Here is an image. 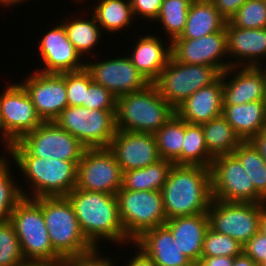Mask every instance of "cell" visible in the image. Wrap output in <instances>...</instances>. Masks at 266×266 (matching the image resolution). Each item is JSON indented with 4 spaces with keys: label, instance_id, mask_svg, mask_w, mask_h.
<instances>
[{
    "label": "cell",
    "instance_id": "cell-1",
    "mask_svg": "<svg viewBox=\"0 0 266 266\" xmlns=\"http://www.w3.org/2000/svg\"><path fill=\"white\" fill-rule=\"evenodd\" d=\"M67 198L73 205L81 232L93 247L100 248L101 241L121 247L132 243L122 227L116 195L75 187Z\"/></svg>",
    "mask_w": 266,
    "mask_h": 266
},
{
    "label": "cell",
    "instance_id": "cell-2",
    "mask_svg": "<svg viewBox=\"0 0 266 266\" xmlns=\"http://www.w3.org/2000/svg\"><path fill=\"white\" fill-rule=\"evenodd\" d=\"M161 194L167 220L207 213L213 199L210 168L173 165Z\"/></svg>",
    "mask_w": 266,
    "mask_h": 266
},
{
    "label": "cell",
    "instance_id": "cell-3",
    "mask_svg": "<svg viewBox=\"0 0 266 266\" xmlns=\"http://www.w3.org/2000/svg\"><path fill=\"white\" fill-rule=\"evenodd\" d=\"M26 183L19 186L25 198L67 196L77 183L79 161H64L35 156H8ZM28 184V185H26ZM30 191V192H29Z\"/></svg>",
    "mask_w": 266,
    "mask_h": 266
},
{
    "label": "cell",
    "instance_id": "cell-4",
    "mask_svg": "<svg viewBox=\"0 0 266 266\" xmlns=\"http://www.w3.org/2000/svg\"><path fill=\"white\" fill-rule=\"evenodd\" d=\"M174 114L175 109L151 83L143 90L117 98L116 129L155 134Z\"/></svg>",
    "mask_w": 266,
    "mask_h": 266
},
{
    "label": "cell",
    "instance_id": "cell-5",
    "mask_svg": "<svg viewBox=\"0 0 266 266\" xmlns=\"http://www.w3.org/2000/svg\"><path fill=\"white\" fill-rule=\"evenodd\" d=\"M34 200L42 208L50 243L61 257L74 258L94 248L81 232L75 210L67 196Z\"/></svg>",
    "mask_w": 266,
    "mask_h": 266
},
{
    "label": "cell",
    "instance_id": "cell-6",
    "mask_svg": "<svg viewBox=\"0 0 266 266\" xmlns=\"http://www.w3.org/2000/svg\"><path fill=\"white\" fill-rule=\"evenodd\" d=\"M86 147L54 121L42 122L15 142L9 156L80 161Z\"/></svg>",
    "mask_w": 266,
    "mask_h": 266
},
{
    "label": "cell",
    "instance_id": "cell-7",
    "mask_svg": "<svg viewBox=\"0 0 266 266\" xmlns=\"http://www.w3.org/2000/svg\"><path fill=\"white\" fill-rule=\"evenodd\" d=\"M119 218L127 238L133 243L147 230L167 221L161 191H130L116 194Z\"/></svg>",
    "mask_w": 266,
    "mask_h": 266
},
{
    "label": "cell",
    "instance_id": "cell-8",
    "mask_svg": "<svg viewBox=\"0 0 266 266\" xmlns=\"http://www.w3.org/2000/svg\"><path fill=\"white\" fill-rule=\"evenodd\" d=\"M13 223L25 260H53L61 256L53 249L41 206L23 197L11 212Z\"/></svg>",
    "mask_w": 266,
    "mask_h": 266
},
{
    "label": "cell",
    "instance_id": "cell-9",
    "mask_svg": "<svg viewBox=\"0 0 266 266\" xmlns=\"http://www.w3.org/2000/svg\"><path fill=\"white\" fill-rule=\"evenodd\" d=\"M116 111L67 106L54 122L86 148H108L117 129Z\"/></svg>",
    "mask_w": 266,
    "mask_h": 266
},
{
    "label": "cell",
    "instance_id": "cell-10",
    "mask_svg": "<svg viewBox=\"0 0 266 266\" xmlns=\"http://www.w3.org/2000/svg\"><path fill=\"white\" fill-rule=\"evenodd\" d=\"M220 76L221 73L213 66L180 63L170 56L153 84L159 94L176 109L185 99L211 85Z\"/></svg>",
    "mask_w": 266,
    "mask_h": 266
},
{
    "label": "cell",
    "instance_id": "cell-11",
    "mask_svg": "<svg viewBox=\"0 0 266 266\" xmlns=\"http://www.w3.org/2000/svg\"><path fill=\"white\" fill-rule=\"evenodd\" d=\"M266 203L226 202L212 199L208 209L209 227L244 246L260 228Z\"/></svg>",
    "mask_w": 266,
    "mask_h": 266
},
{
    "label": "cell",
    "instance_id": "cell-12",
    "mask_svg": "<svg viewBox=\"0 0 266 266\" xmlns=\"http://www.w3.org/2000/svg\"><path fill=\"white\" fill-rule=\"evenodd\" d=\"M210 170L214 200L266 203L256 192L250 176L233 154L214 157Z\"/></svg>",
    "mask_w": 266,
    "mask_h": 266
},
{
    "label": "cell",
    "instance_id": "cell-13",
    "mask_svg": "<svg viewBox=\"0 0 266 266\" xmlns=\"http://www.w3.org/2000/svg\"><path fill=\"white\" fill-rule=\"evenodd\" d=\"M123 172L108 148H86L77 167L76 188L116 195Z\"/></svg>",
    "mask_w": 266,
    "mask_h": 266
},
{
    "label": "cell",
    "instance_id": "cell-14",
    "mask_svg": "<svg viewBox=\"0 0 266 266\" xmlns=\"http://www.w3.org/2000/svg\"><path fill=\"white\" fill-rule=\"evenodd\" d=\"M124 55L99 61L85 59V68L89 71L92 81L102 85L117 98L143 90L151 84L132 64L130 58Z\"/></svg>",
    "mask_w": 266,
    "mask_h": 266
},
{
    "label": "cell",
    "instance_id": "cell-15",
    "mask_svg": "<svg viewBox=\"0 0 266 266\" xmlns=\"http://www.w3.org/2000/svg\"><path fill=\"white\" fill-rule=\"evenodd\" d=\"M30 73L22 77L24 80L20 79V83L28 92L41 120L54 121L68 106L66 72L42 73L34 69Z\"/></svg>",
    "mask_w": 266,
    "mask_h": 266
},
{
    "label": "cell",
    "instance_id": "cell-16",
    "mask_svg": "<svg viewBox=\"0 0 266 266\" xmlns=\"http://www.w3.org/2000/svg\"><path fill=\"white\" fill-rule=\"evenodd\" d=\"M170 51L180 63L213 66L221 74L229 68L226 27L202 38L173 39Z\"/></svg>",
    "mask_w": 266,
    "mask_h": 266
},
{
    "label": "cell",
    "instance_id": "cell-17",
    "mask_svg": "<svg viewBox=\"0 0 266 266\" xmlns=\"http://www.w3.org/2000/svg\"><path fill=\"white\" fill-rule=\"evenodd\" d=\"M0 93V114L6 133L16 142L43 121L20 81L9 82Z\"/></svg>",
    "mask_w": 266,
    "mask_h": 266
},
{
    "label": "cell",
    "instance_id": "cell-18",
    "mask_svg": "<svg viewBox=\"0 0 266 266\" xmlns=\"http://www.w3.org/2000/svg\"><path fill=\"white\" fill-rule=\"evenodd\" d=\"M37 43L42 67L36 70L42 73H57L77 71L85 68L86 61L76 50L64 25L60 22L53 25L42 35Z\"/></svg>",
    "mask_w": 266,
    "mask_h": 266
},
{
    "label": "cell",
    "instance_id": "cell-19",
    "mask_svg": "<svg viewBox=\"0 0 266 266\" xmlns=\"http://www.w3.org/2000/svg\"><path fill=\"white\" fill-rule=\"evenodd\" d=\"M108 149L122 172L145 168L161 158L154 134L117 130Z\"/></svg>",
    "mask_w": 266,
    "mask_h": 266
},
{
    "label": "cell",
    "instance_id": "cell-20",
    "mask_svg": "<svg viewBox=\"0 0 266 266\" xmlns=\"http://www.w3.org/2000/svg\"><path fill=\"white\" fill-rule=\"evenodd\" d=\"M229 67H260L266 64V28H237L226 23Z\"/></svg>",
    "mask_w": 266,
    "mask_h": 266
},
{
    "label": "cell",
    "instance_id": "cell-21",
    "mask_svg": "<svg viewBox=\"0 0 266 266\" xmlns=\"http://www.w3.org/2000/svg\"><path fill=\"white\" fill-rule=\"evenodd\" d=\"M222 80L223 105L264 100L265 76L260 67H229Z\"/></svg>",
    "mask_w": 266,
    "mask_h": 266
},
{
    "label": "cell",
    "instance_id": "cell-22",
    "mask_svg": "<svg viewBox=\"0 0 266 266\" xmlns=\"http://www.w3.org/2000/svg\"><path fill=\"white\" fill-rule=\"evenodd\" d=\"M223 80L197 90L175 109V114L190 124L201 125L222 115Z\"/></svg>",
    "mask_w": 266,
    "mask_h": 266
},
{
    "label": "cell",
    "instance_id": "cell-23",
    "mask_svg": "<svg viewBox=\"0 0 266 266\" xmlns=\"http://www.w3.org/2000/svg\"><path fill=\"white\" fill-rule=\"evenodd\" d=\"M140 34L137 36L131 49L132 53H125L131 60L132 64L137 70L146 77V79L153 83L160 75V72L166 67V64L171 56L170 41L162 38L163 35L158 34ZM161 37V39H160ZM166 42V43H165ZM169 42V43H168Z\"/></svg>",
    "mask_w": 266,
    "mask_h": 266
},
{
    "label": "cell",
    "instance_id": "cell-24",
    "mask_svg": "<svg viewBox=\"0 0 266 266\" xmlns=\"http://www.w3.org/2000/svg\"><path fill=\"white\" fill-rule=\"evenodd\" d=\"M133 243L157 266H196L182 254L166 225L147 230Z\"/></svg>",
    "mask_w": 266,
    "mask_h": 266
},
{
    "label": "cell",
    "instance_id": "cell-25",
    "mask_svg": "<svg viewBox=\"0 0 266 266\" xmlns=\"http://www.w3.org/2000/svg\"><path fill=\"white\" fill-rule=\"evenodd\" d=\"M165 225L172 232L182 254L197 265L201 260L204 237L209 228L208 214L170 218Z\"/></svg>",
    "mask_w": 266,
    "mask_h": 266
},
{
    "label": "cell",
    "instance_id": "cell-26",
    "mask_svg": "<svg viewBox=\"0 0 266 266\" xmlns=\"http://www.w3.org/2000/svg\"><path fill=\"white\" fill-rule=\"evenodd\" d=\"M222 116L232 126L242 141H249L254 135L266 128L264 101L223 105Z\"/></svg>",
    "mask_w": 266,
    "mask_h": 266
},
{
    "label": "cell",
    "instance_id": "cell-27",
    "mask_svg": "<svg viewBox=\"0 0 266 266\" xmlns=\"http://www.w3.org/2000/svg\"><path fill=\"white\" fill-rule=\"evenodd\" d=\"M227 20L215 8L211 0H193L187 15L186 26L180 37L196 39L225 28Z\"/></svg>",
    "mask_w": 266,
    "mask_h": 266
},
{
    "label": "cell",
    "instance_id": "cell-28",
    "mask_svg": "<svg viewBox=\"0 0 266 266\" xmlns=\"http://www.w3.org/2000/svg\"><path fill=\"white\" fill-rule=\"evenodd\" d=\"M82 13L81 11V17L71 14L72 18L67 16L66 19L61 20V23L66 29L68 39L84 59H88L87 55L89 54V58L100 59L101 57H98L94 50L98 49L97 47L104 38V33L92 13L89 14V18L86 16L83 18ZM95 54L97 57L94 56Z\"/></svg>",
    "mask_w": 266,
    "mask_h": 266
},
{
    "label": "cell",
    "instance_id": "cell-29",
    "mask_svg": "<svg viewBox=\"0 0 266 266\" xmlns=\"http://www.w3.org/2000/svg\"><path fill=\"white\" fill-rule=\"evenodd\" d=\"M97 1V0H95ZM93 1V14L103 33L118 35L136 23L130 0H98Z\"/></svg>",
    "mask_w": 266,
    "mask_h": 266
},
{
    "label": "cell",
    "instance_id": "cell-30",
    "mask_svg": "<svg viewBox=\"0 0 266 266\" xmlns=\"http://www.w3.org/2000/svg\"><path fill=\"white\" fill-rule=\"evenodd\" d=\"M174 163L160 159L145 168L123 172L122 189L130 191H161Z\"/></svg>",
    "mask_w": 266,
    "mask_h": 266
},
{
    "label": "cell",
    "instance_id": "cell-31",
    "mask_svg": "<svg viewBox=\"0 0 266 266\" xmlns=\"http://www.w3.org/2000/svg\"><path fill=\"white\" fill-rule=\"evenodd\" d=\"M208 152L213 156L232 154L242 142L232 126L221 115L201 124Z\"/></svg>",
    "mask_w": 266,
    "mask_h": 266
},
{
    "label": "cell",
    "instance_id": "cell-32",
    "mask_svg": "<svg viewBox=\"0 0 266 266\" xmlns=\"http://www.w3.org/2000/svg\"><path fill=\"white\" fill-rule=\"evenodd\" d=\"M154 136L160 158L182 165L185 121L174 114Z\"/></svg>",
    "mask_w": 266,
    "mask_h": 266
},
{
    "label": "cell",
    "instance_id": "cell-33",
    "mask_svg": "<svg viewBox=\"0 0 266 266\" xmlns=\"http://www.w3.org/2000/svg\"><path fill=\"white\" fill-rule=\"evenodd\" d=\"M193 0H162L158 17L154 21L160 24V32L170 42L183 33L190 5ZM162 28V29H161Z\"/></svg>",
    "mask_w": 266,
    "mask_h": 266
},
{
    "label": "cell",
    "instance_id": "cell-34",
    "mask_svg": "<svg viewBox=\"0 0 266 266\" xmlns=\"http://www.w3.org/2000/svg\"><path fill=\"white\" fill-rule=\"evenodd\" d=\"M213 158L206 147L201 125L185 122L182 165L211 168Z\"/></svg>",
    "mask_w": 266,
    "mask_h": 266
},
{
    "label": "cell",
    "instance_id": "cell-35",
    "mask_svg": "<svg viewBox=\"0 0 266 266\" xmlns=\"http://www.w3.org/2000/svg\"><path fill=\"white\" fill-rule=\"evenodd\" d=\"M253 181L256 192L266 201V164L249 141H242L232 153Z\"/></svg>",
    "mask_w": 266,
    "mask_h": 266
},
{
    "label": "cell",
    "instance_id": "cell-36",
    "mask_svg": "<svg viewBox=\"0 0 266 266\" xmlns=\"http://www.w3.org/2000/svg\"><path fill=\"white\" fill-rule=\"evenodd\" d=\"M12 163L9 157L0 158V220H10L11 212L23 198L19 188L22 184L17 180L18 176L14 178L15 176L11 174L15 168Z\"/></svg>",
    "mask_w": 266,
    "mask_h": 266
},
{
    "label": "cell",
    "instance_id": "cell-37",
    "mask_svg": "<svg viewBox=\"0 0 266 266\" xmlns=\"http://www.w3.org/2000/svg\"><path fill=\"white\" fill-rule=\"evenodd\" d=\"M24 261L13 223L0 220V266H20Z\"/></svg>",
    "mask_w": 266,
    "mask_h": 266
},
{
    "label": "cell",
    "instance_id": "cell-38",
    "mask_svg": "<svg viewBox=\"0 0 266 266\" xmlns=\"http://www.w3.org/2000/svg\"><path fill=\"white\" fill-rule=\"evenodd\" d=\"M243 246L235 239L218 232L210 227L206 231L201 257H232L240 255Z\"/></svg>",
    "mask_w": 266,
    "mask_h": 266
},
{
    "label": "cell",
    "instance_id": "cell-39",
    "mask_svg": "<svg viewBox=\"0 0 266 266\" xmlns=\"http://www.w3.org/2000/svg\"><path fill=\"white\" fill-rule=\"evenodd\" d=\"M229 22L237 28H266V0H247Z\"/></svg>",
    "mask_w": 266,
    "mask_h": 266
},
{
    "label": "cell",
    "instance_id": "cell-40",
    "mask_svg": "<svg viewBox=\"0 0 266 266\" xmlns=\"http://www.w3.org/2000/svg\"><path fill=\"white\" fill-rule=\"evenodd\" d=\"M92 82L91 75L86 68L66 72L68 106H82V103L85 102V90Z\"/></svg>",
    "mask_w": 266,
    "mask_h": 266
},
{
    "label": "cell",
    "instance_id": "cell-41",
    "mask_svg": "<svg viewBox=\"0 0 266 266\" xmlns=\"http://www.w3.org/2000/svg\"><path fill=\"white\" fill-rule=\"evenodd\" d=\"M117 97L102 85L92 82L85 90V102L82 106L87 109L116 111Z\"/></svg>",
    "mask_w": 266,
    "mask_h": 266
},
{
    "label": "cell",
    "instance_id": "cell-42",
    "mask_svg": "<svg viewBox=\"0 0 266 266\" xmlns=\"http://www.w3.org/2000/svg\"><path fill=\"white\" fill-rule=\"evenodd\" d=\"M130 3L137 22L138 19H140L139 22L144 19V22L148 21L154 24L159 15L162 0H130Z\"/></svg>",
    "mask_w": 266,
    "mask_h": 266
},
{
    "label": "cell",
    "instance_id": "cell-43",
    "mask_svg": "<svg viewBox=\"0 0 266 266\" xmlns=\"http://www.w3.org/2000/svg\"><path fill=\"white\" fill-rule=\"evenodd\" d=\"M101 251V252H100ZM104 250H100V248L94 247L89 252L71 258L72 266H118L116 262L118 260H114L111 256H105L102 253Z\"/></svg>",
    "mask_w": 266,
    "mask_h": 266
},
{
    "label": "cell",
    "instance_id": "cell-44",
    "mask_svg": "<svg viewBox=\"0 0 266 266\" xmlns=\"http://www.w3.org/2000/svg\"><path fill=\"white\" fill-rule=\"evenodd\" d=\"M243 252L258 266L266 263V236L258 231L244 246Z\"/></svg>",
    "mask_w": 266,
    "mask_h": 266
},
{
    "label": "cell",
    "instance_id": "cell-45",
    "mask_svg": "<svg viewBox=\"0 0 266 266\" xmlns=\"http://www.w3.org/2000/svg\"><path fill=\"white\" fill-rule=\"evenodd\" d=\"M215 8L220 14L227 20L236 13V11L247 1V0H211Z\"/></svg>",
    "mask_w": 266,
    "mask_h": 266
},
{
    "label": "cell",
    "instance_id": "cell-46",
    "mask_svg": "<svg viewBox=\"0 0 266 266\" xmlns=\"http://www.w3.org/2000/svg\"><path fill=\"white\" fill-rule=\"evenodd\" d=\"M129 246L130 248H132L131 252L132 250L135 251L134 255L132 252V255L129 256V259L127 258L125 263H123L124 265L122 266H157L154 261L150 257H148L142 250H140L134 243H130L127 248Z\"/></svg>",
    "mask_w": 266,
    "mask_h": 266
},
{
    "label": "cell",
    "instance_id": "cell-47",
    "mask_svg": "<svg viewBox=\"0 0 266 266\" xmlns=\"http://www.w3.org/2000/svg\"><path fill=\"white\" fill-rule=\"evenodd\" d=\"M20 266H72V261L66 257L53 260H25Z\"/></svg>",
    "mask_w": 266,
    "mask_h": 266
},
{
    "label": "cell",
    "instance_id": "cell-48",
    "mask_svg": "<svg viewBox=\"0 0 266 266\" xmlns=\"http://www.w3.org/2000/svg\"><path fill=\"white\" fill-rule=\"evenodd\" d=\"M249 142L255 147L259 154L263 157L266 164V128L254 135Z\"/></svg>",
    "mask_w": 266,
    "mask_h": 266
},
{
    "label": "cell",
    "instance_id": "cell-49",
    "mask_svg": "<svg viewBox=\"0 0 266 266\" xmlns=\"http://www.w3.org/2000/svg\"><path fill=\"white\" fill-rule=\"evenodd\" d=\"M233 261L232 257H201L196 266H232Z\"/></svg>",
    "mask_w": 266,
    "mask_h": 266
},
{
    "label": "cell",
    "instance_id": "cell-50",
    "mask_svg": "<svg viewBox=\"0 0 266 266\" xmlns=\"http://www.w3.org/2000/svg\"><path fill=\"white\" fill-rule=\"evenodd\" d=\"M0 135H1L0 136V138H1L0 139L1 140L0 143H1V145H3V148L5 147V149H6V150L4 149L6 154L4 152H2V154H0V158L8 157L9 153L11 151V148L15 144V141L6 133L5 128L3 126V123H2L1 114H0Z\"/></svg>",
    "mask_w": 266,
    "mask_h": 266
},
{
    "label": "cell",
    "instance_id": "cell-51",
    "mask_svg": "<svg viewBox=\"0 0 266 266\" xmlns=\"http://www.w3.org/2000/svg\"><path fill=\"white\" fill-rule=\"evenodd\" d=\"M232 266H258L249 256L244 252L234 258Z\"/></svg>",
    "mask_w": 266,
    "mask_h": 266
},
{
    "label": "cell",
    "instance_id": "cell-52",
    "mask_svg": "<svg viewBox=\"0 0 266 266\" xmlns=\"http://www.w3.org/2000/svg\"><path fill=\"white\" fill-rule=\"evenodd\" d=\"M26 1L28 2L30 0H0V6L2 7V9H4V8L7 9V8H10V7L13 8L15 6H18V4L20 5L21 3L23 5L24 2H26Z\"/></svg>",
    "mask_w": 266,
    "mask_h": 266
},
{
    "label": "cell",
    "instance_id": "cell-53",
    "mask_svg": "<svg viewBox=\"0 0 266 266\" xmlns=\"http://www.w3.org/2000/svg\"><path fill=\"white\" fill-rule=\"evenodd\" d=\"M259 231L266 236V207L261 212Z\"/></svg>",
    "mask_w": 266,
    "mask_h": 266
},
{
    "label": "cell",
    "instance_id": "cell-54",
    "mask_svg": "<svg viewBox=\"0 0 266 266\" xmlns=\"http://www.w3.org/2000/svg\"><path fill=\"white\" fill-rule=\"evenodd\" d=\"M260 68L263 70L264 76H265V94H264V105L266 108V64L264 66H260Z\"/></svg>",
    "mask_w": 266,
    "mask_h": 266
},
{
    "label": "cell",
    "instance_id": "cell-55",
    "mask_svg": "<svg viewBox=\"0 0 266 266\" xmlns=\"http://www.w3.org/2000/svg\"><path fill=\"white\" fill-rule=\"evenodd\" d=\"M73 1V0H72ZM86 0H74V3H79L80 4V2H85ZM89 0H87L86 2H88Z\"/></svg>",
    "mask_w": 266,
    "mask_h": 266
}]
</instances>
